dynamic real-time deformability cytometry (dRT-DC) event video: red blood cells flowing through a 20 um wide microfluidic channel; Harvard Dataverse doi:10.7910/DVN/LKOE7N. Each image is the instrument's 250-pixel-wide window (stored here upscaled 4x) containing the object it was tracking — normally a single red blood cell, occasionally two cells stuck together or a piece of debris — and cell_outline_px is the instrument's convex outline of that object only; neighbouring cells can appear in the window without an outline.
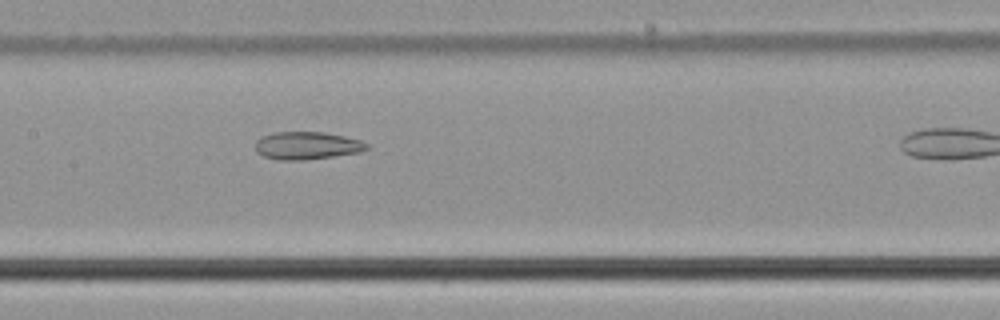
{"species": "common noctule bat (a hibernating species)", "species_latin": "Nyctalus noctula", "temperature_condition": "cold", "stored_images_in_passage": 26, "camera_frame_rate_fps": 3000, "um_per_image_px": 0.085, "animal": {"sex": "male", "body_mass_g": 21.5, "forearm_length_mm": 52.0}, "frame": {"image": 1, "passage_image": 22, "time_ms": 7.0, "image_size_px": [1000, 320], "cell_outline_px": [[372, 148], [360, 152], [332, 156], [300, 160], [280, 160], [264, 156], [256, 152], [256, 140], [260, 136], [276, 132], [324, 132], [344, 136], [360, 140], [368, 144]], "centroid_in_image_um": [26.1, 12.36], "position_along_channel_um": 181.3, "area_um2": 17.98}}